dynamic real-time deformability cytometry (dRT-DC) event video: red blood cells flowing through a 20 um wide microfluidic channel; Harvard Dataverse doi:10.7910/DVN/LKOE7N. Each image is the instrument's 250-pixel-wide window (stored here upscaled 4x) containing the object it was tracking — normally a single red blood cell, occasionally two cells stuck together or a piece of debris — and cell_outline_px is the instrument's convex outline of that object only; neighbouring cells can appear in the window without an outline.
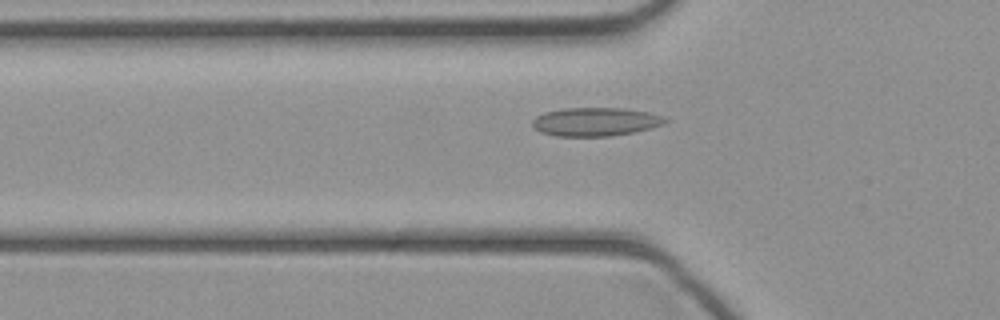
{"species": "common noctule bat (a hibernating species)", "species_latin": "Nyctalus noctula", "temperature_condition": "cold", "stored_images_in_passage": 42, "camera_frame_rate_fps": 3000, "um_per_image_px": 0.085, "animal": {"sex": "female", "body_mass_g": 21.9}, "frame": {"image": 1, "passage_image": 12, "time_ms": 3.667, "image_size_px": [1000, 320], "cell_outline_px": [[668, 120], [664, 124], [632, 132], [612, 136], [556, 136], [540, 132], [532, 128], [532, 120], [536, 116], [544, 112], [564, 108], [624, 108], [648, 112], [668, 116]], "centroid_in_image_um": [50.6, 10.34], "position_along_channel_um": 75.2, "area_um2": 22.25}}
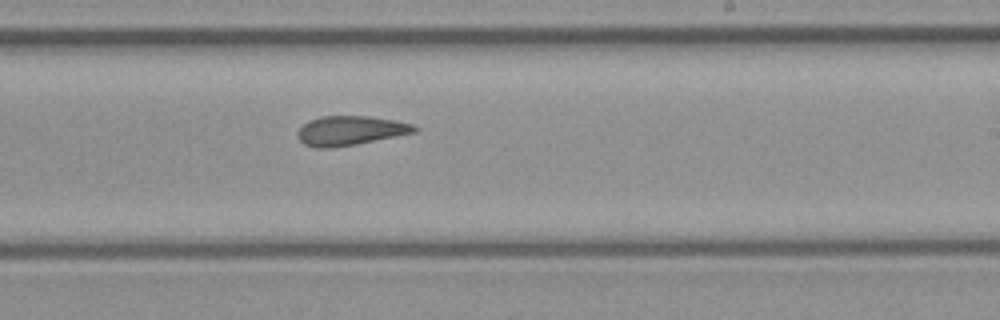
{"frame": {"image": 2, "passage_image": 24, "time_ms": 7.667, "image_size_px": [1000, 320], "cell_outline_px": [[420, 128], [416, 132], [356, 144], [332, 148], [316, 148], [304, 144], [296, 136], [296, 132], [308, 120], [320, 116], [368, 116], [392, 120], [412, 124]], "centroid_in_image_um": [29.73, 11.1], "position_along_channel_um": 259.3, "area_um2": 20.0}}
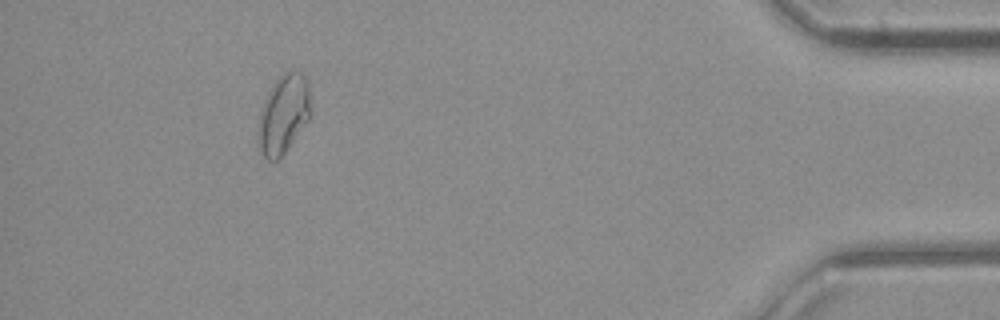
{"frame": {"image": 3, "passage_image": 38, "time_ms": 12.333, "image_size_px": [1000, 320], "cell_outline_px": [[312, 116], [288, 148], [272, 164], [264, 156], [256, 144], [256, 140], [260, 116], [264, 100], [268, 92], [276, 80], [284, 72], [300, 72], [304, 76], [308, 84], [312, 108]], "centroid_in_image_um": [24.11, 9.75], "position_along_channel_um": 411.1, "area_um2": 24.33}}